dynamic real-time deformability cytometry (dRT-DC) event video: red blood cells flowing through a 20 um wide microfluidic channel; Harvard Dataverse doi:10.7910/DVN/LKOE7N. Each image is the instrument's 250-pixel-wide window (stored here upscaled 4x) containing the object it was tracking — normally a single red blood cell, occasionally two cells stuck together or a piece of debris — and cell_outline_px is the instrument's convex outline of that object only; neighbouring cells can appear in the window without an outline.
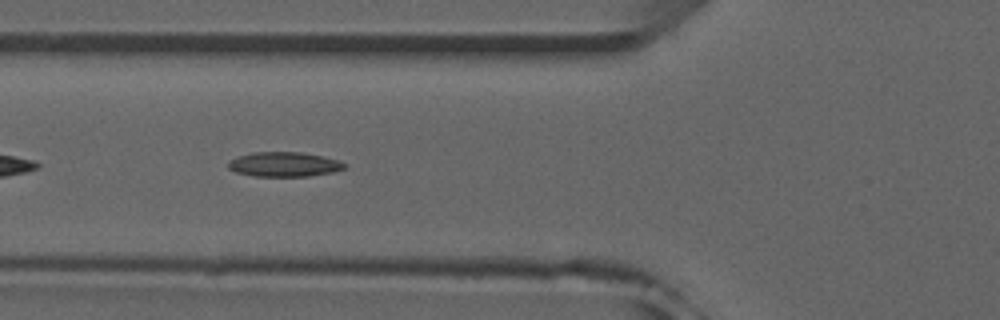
{"species": "common noctule bat (a hibernating species)", "species_latin": "Nyctalus noctula", "temperature_condition": "room temperature", "stored_images_in_passage": 32, "camera_frame_rate_fps": 3000, "um_per_image_px": 0.085, "animal": {"sex": "male", "forearm_length_mm": 52.5}, "frame": {"image": 1, "passage_image": 5, "time_ms": 1.333, "image_size_px": [1000, 320], "cell_outline_px": [[348, 164], [344, 168], [332, 172], [308, 176], [256, 176], [236, 172], [228, 168], [228, 160], [236, 156], [252, 152], [300, 152], [340, 160]], "centroid_in_image_um": [24.12, 13.96], "position_along_channel_um": 101.7, "area_um2": 16.7}}